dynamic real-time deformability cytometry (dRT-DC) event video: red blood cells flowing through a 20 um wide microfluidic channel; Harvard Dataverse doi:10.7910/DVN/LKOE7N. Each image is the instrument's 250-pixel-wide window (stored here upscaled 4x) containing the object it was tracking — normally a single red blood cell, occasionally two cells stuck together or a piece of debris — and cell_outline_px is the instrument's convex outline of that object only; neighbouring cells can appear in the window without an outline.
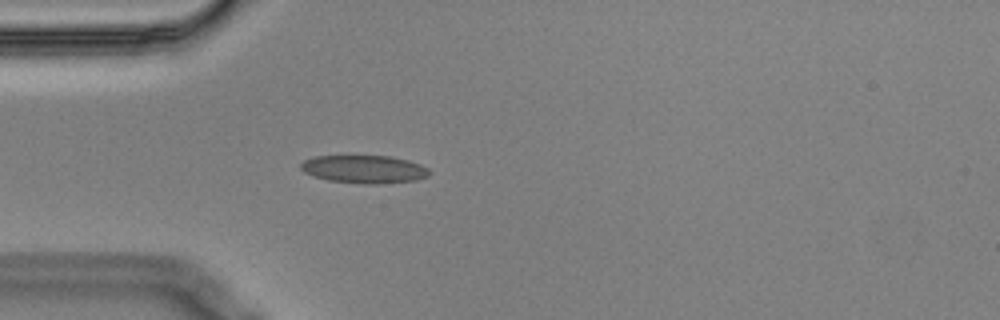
{"species": "Egyptian fruit bat (a non-hibernating species)", "species_latin": "Rousettus aegyptiacus", "temperature_condition": "cold", "stored_images_in_passage": 41, "segment_of_instrument_passage": [1, 2], "camera_frame_rate_fps": 3000, "um_per_image_px": 0.085, "animal": {"sex": "male"}, "frame": {"image": 1, "passage_image": 1, "time_ms": 0.0, "image_size_px": [1000, 320], "cell_outline_px": [[432, 172], [428, 176], [416, 180], [380, 184], [364, 184], [328, 180], [312, 176], [304, 172], [300, 168], [300, 164], [304, 160], [316, 156], [392, 156], [408, 160], [420, 164], [428, 168]], "centroid_in_image_um": [30.97, 14.38], "position_along_channel_um": 54.0, "area_um2": 21.1}}
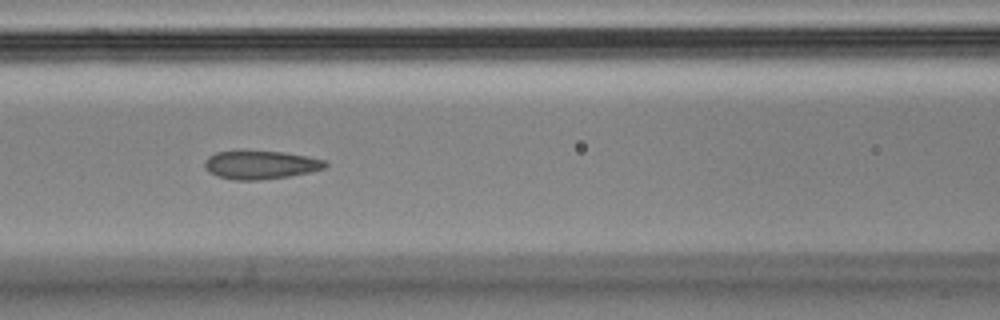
{"frame": {"image": 2, "passage_image": 9, "time_ms": 2.667, "image_size_px": [1000, 320], "cell_outline_px": [[328, 164], [324, 168], [308, 172], [288, 176], [260, 180], [236, 180], [216, 176], [208, 172], [204, 168], [204, 160], [208, 156], [216, 152], [244, 148], [284, 152], [308, 156], [324, 160]], "centroid_in_image_um": [22.06, 13.97], "position_along_channel_um": 144.5, "area_um2": 20.69}}
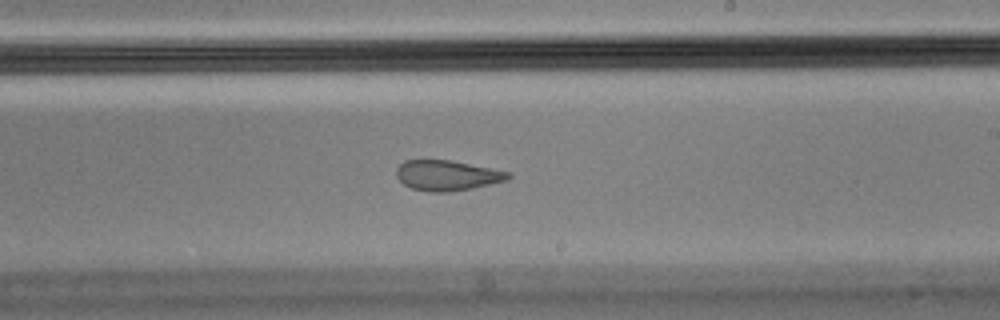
{"frame": {"image": 3, "passage_image": 18, "time_ms": 5.667, "image_size_px": [1000, 320], "cell_outline_px": [[512, 176], [508, 180], [472, 188], [448, 192], [432, 192], [412, 188], [404, 184], [396, 176], [396, 168], [404, 160], [448, 160], [492, 168], [512, 172]], "centroid_in_image_um": [38.03, 14.91], "position_along_channel_um": 251.0, "area_um2": 19.71}}